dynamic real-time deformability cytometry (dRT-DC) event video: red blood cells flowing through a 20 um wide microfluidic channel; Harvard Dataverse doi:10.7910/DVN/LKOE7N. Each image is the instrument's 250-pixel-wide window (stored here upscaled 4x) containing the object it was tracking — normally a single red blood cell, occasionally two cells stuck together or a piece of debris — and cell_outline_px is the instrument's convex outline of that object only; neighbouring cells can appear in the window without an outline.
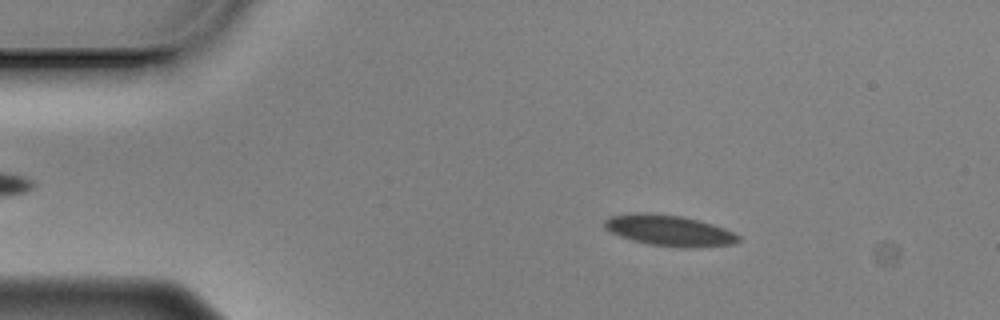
{"species": "Egyptian fruit bat (a non-hibernating species)", "species_latin": "Rousettus aegyptiacus", "temperature_condition": "cold", "stored_images_in_passage": 57, "camera_frame_rate_fps": 3000, "um_per_image_px": 0.085, "animal": {"sex": "male"}, "frame": {"image": 1, "passage_image": 9, "time_ms": 2.667, "image_size_px": [1000, 320], "cell_outline_px": [[740, 240], [732, 244], [692, 248], [684, 248], [648, 244], [632, 240], [620, 236], [604, 228], [604, 220], [612, 216], [680, 216], [712, 224], [724, 228], [740, 236]], "centroid_in_image_um": [56.97, 19.66], "position_along_channel_um": 28.0, "area_um2": 22.83}}
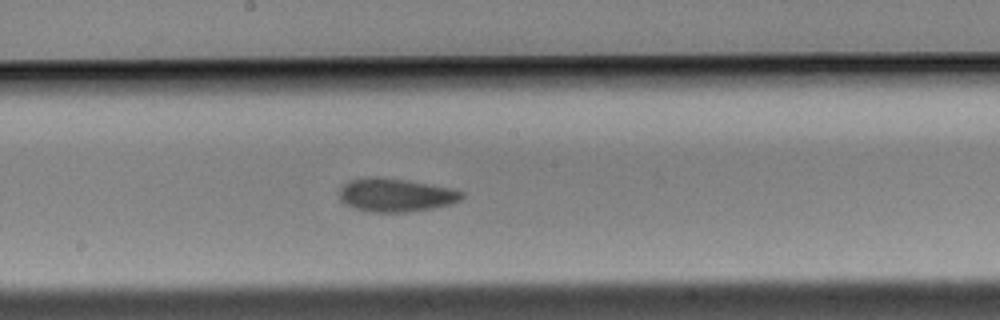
{"frame": {"image": 2, "passage_image": 30, "time_ms": 9.667, "image_size_px": [1000, 320], "cell_outline_px": [[464, 196], [460, 200], [448, 204], [432, 208], [408, 212], [368, 212], [352, 208], [344, 204], [340, 200], [340, 188], [348, 180], [372, 176], [376, 176], [408, 180], [452, 188], [464, 192]], "centroid_in_image_um": [33.6, 16.57], "position_along_channel_um": 214.6, "area_um2": 24.04}}
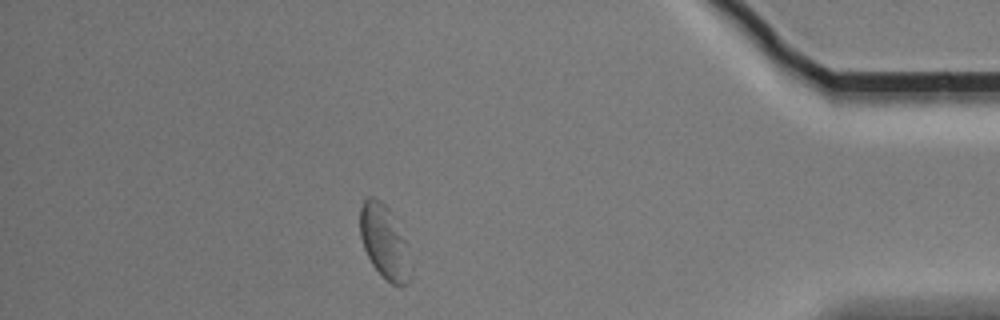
{"frame": {"image": 3, "passage_image": 50, "time_ms": 16.333, "image_size_px": [1000, 320], "cell_outline_px": [[412, 280], [408, 284], [392, 284], [380, 276], [372, 264], [364, 248], [360, 236], [360, 204], [368, 196], [372, 196], [380, 200], [388, 208], [408, 244], [412, 268]], "centroid_in_image_um": [32.7, 20.6], "position_along_channel_um": 402.5, "area_um2": 22.14}, "authors_computed_cell_mechanics": {"area_um2": 23.409, "velocity_mm_per_s": 3.4513, "shape_relaxation_time_tau1_ms": 4.1363, "shape_relaxation_time_tau2_ms": 3.0075, "deformation_change_tau1": 0.0974, "deformation_change_tau2": 0.0741}}